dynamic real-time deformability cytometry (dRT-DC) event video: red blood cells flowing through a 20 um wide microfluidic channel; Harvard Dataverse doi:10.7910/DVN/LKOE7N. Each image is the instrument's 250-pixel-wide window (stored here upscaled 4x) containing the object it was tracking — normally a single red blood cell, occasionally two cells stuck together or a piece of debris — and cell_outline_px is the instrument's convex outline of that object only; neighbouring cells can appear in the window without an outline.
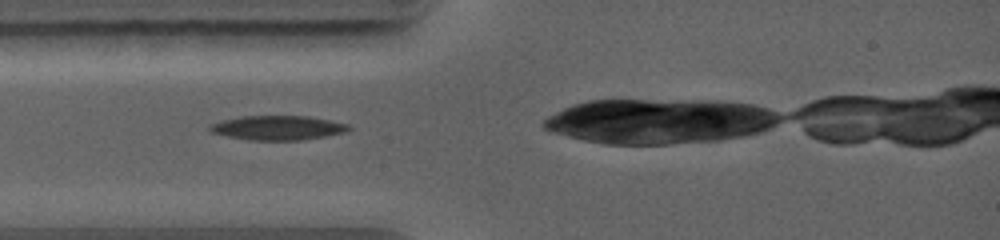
{"species": "common noctule bat (a hibernating species)", "species_latin": "Nyctalus noctula", "temperature_condition": "warm", "stored_images_in_passage": 8, "camera_frame_rate_fps": 5000, "um_per_image_px": 0.085, "animal": {"sex": "female", "body_mass_g": 19.0, "forearm_length_mm": 56.7}, "frame": {"image": 1, "passage_image": 1, "time_ms": 0.0, "image_size_px": [1000, 240], "cell_outline_px": [[352, 128], [344, 132], [324, 136], [300, 140], [252, 140], [228, 136], [212, 132], [208, 128], [208, 124], [220, 120], [240, 116], [308, 116], [348, 124]], "centroid_in_image_um": [23.56, 10.85], "position_along_channel_um": 61.4, "area_um2": 19.59}}